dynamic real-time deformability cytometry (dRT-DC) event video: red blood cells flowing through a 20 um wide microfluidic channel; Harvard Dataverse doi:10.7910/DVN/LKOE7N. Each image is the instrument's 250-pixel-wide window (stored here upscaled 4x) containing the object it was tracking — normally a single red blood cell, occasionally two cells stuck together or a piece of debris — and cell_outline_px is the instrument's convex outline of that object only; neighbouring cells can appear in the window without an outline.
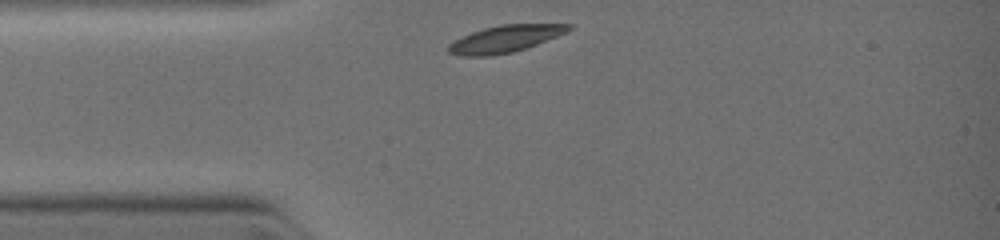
{"species": "common noctule bat (a hibernating species)", "species_latin": "Nyctalus noctula", "temperature_condition": "warm", "stored_images_in_passage": 19, "camera_frame_rate_fps": 3000, "um_per_image_px": 0.085, "animal": {"sex": "female", "body_mass_g": 19.0, "forearm_length_mm": 51.5}, "frame": {"image": 1, "passage_image": 1, "time_ms": 0.0, "image_size_px": [1000, 240], "cell_outline_px": [[572, 28], [556, 36], [536, 44], [512, 52], [488, 56], [460, 56], [448, 52], [448, 44], [472, 32], [484, 28], [500, 24], [572, 24]], "centroid_in_image_um": [42.9, 3.3], "position_along_channel_um": 42.1, "area_um2": 18.5}}
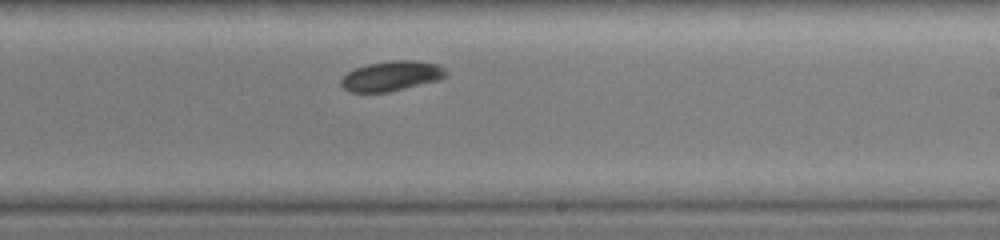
{"frame": {"image": 2, "passage_image": 12, "time_ms": 4.333, "image_size_px": [1000, 240], "cell_outline_px": [[448, 76], [436, 80], [388, 92], [352, 92], [344, 88], [340, 84], [340, 80], [348, 72], [356, 68], [368, 64], [392, 60], [416, 60], [440, 64], [448, 72]], "centroid_in_image_um": [33.3, 6.44], "position_along_channel_um": 255.7, "area_um2": 18.21}}
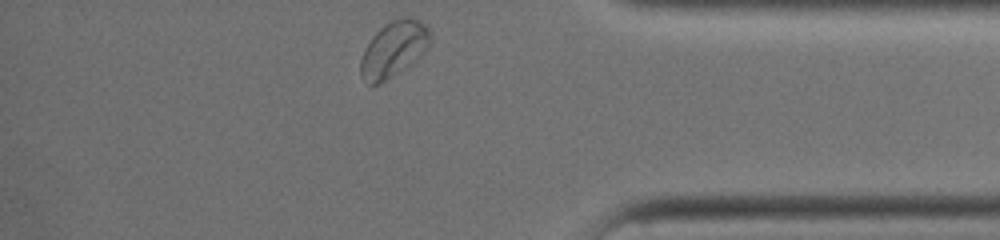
{"frame": {"image": 3, "passage_image": 19, "time_ms": 7.333, "image_size_px": [1000, 240], "cell_outline_px": [[432, 44], [412, 64], [380, 84], [368, 84], [360, 76], [360, 60], [364, 48], [372, 36], [380, 28], [392, 20], [404, 16], [412, 16], [420, 20], [432, 32]], "centroid_in_image_um": [33.49, 4.16], "position_along_channel_um": 401.7, "area_um2": 23.12}}